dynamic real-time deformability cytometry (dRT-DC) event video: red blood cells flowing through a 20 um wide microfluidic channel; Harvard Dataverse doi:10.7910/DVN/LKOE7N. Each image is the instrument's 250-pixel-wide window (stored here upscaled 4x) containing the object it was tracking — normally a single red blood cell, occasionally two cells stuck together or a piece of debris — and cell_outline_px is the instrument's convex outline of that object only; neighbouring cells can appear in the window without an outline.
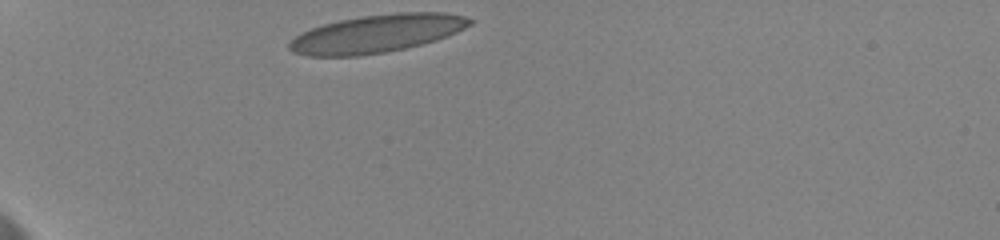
{"species": "human", "species_latin": "Homo sapiens", "temperature_condition": "cold", "stored_images_in_passage": 11, "camera_frame_rate_fps": 3000, "um_per_image_px": 0.085, "donor": {"sex": "female"}, "frame": {"image": 1, "passage_image": 1, "time_ms": 0.0, "image_size_px": [1000, 240], "cell_outline_px": [[476, 20], [472, 24], [448, 36], [436, 40], [404, 48], [384, 52], [360, 56], [308, 56], [292, 52], [288, 48], [288, 44], [300, 32], [324, 24], [340, 20], [360, 16], [396, 12], [444, 12], [464, 16]], "centroid_in_image_um": [32.04, 2.85], "position_along_channel_um": 53.0, "area_um2": 39.94}}